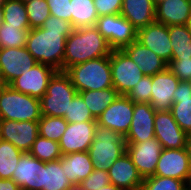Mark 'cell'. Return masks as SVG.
Listing matches in <instances>:
<instances>
[{
	"instance_id": "cell-1",
	"label": "cell",
	"mask_w": 191,
	"mask_h": 190,
	"mask_svg": "<svg viewBox=\"0 0 191 190\" xmlns=\"http://www.w3.org/2000/svg\"><path fill=\"white\" fill-rule=\"evenodd\" d=\"M73 30L69 21L50 15L42 27L29 30L25 47L38 63L63 71L66 38Z\"/></svg>"
},
{
	"instance_id": "cell-2",
	"label": "cell",
	"mask_w": 191,
	"mask_h": 190,
	"mask_svg": "<svg viewBox=\"0 0 191 190\" xmlns=\"http://www.w3.org/2000/svg\"><path fill=\"white\" fill-rule=\"evenodd\" d=\"M111 52L107 40L95 26L76 28L66 38L63 71L91 59L109 56Z\"/></svg>"
},
{
	"instance_id": "cell-3",
	"label": "cell",
	"mask_w": 191,
	"mask_h": 190,
	"mask_svg": "<svg viewBox=\"0 0 191 190\" xmlns=\"http://www.w3.org/2000/svg\"><path fill=\"white\" fill-rule=\"evenodd\" d=\"M65 73L70 77L77 92L113 87L110 55L74 65Z\"/></svg>"
},
{
	"instance_id": "cell-4",
	"label": "cell",
	"mask_w": 191,
	"mask_h": 190,
	"mask_svg": "<svg viewBox=\"0 0 191 190\" xmlns=\"http://www.w3.org/2000/svg\"><path fill=\"white\" fill-rule=\"evenodd\" d=\"M41 116L40 99L21 93L9 85L0 87V120L38 122Z\"/></svg>"
},
{
	"instance_id": "cell-5",
	"label": "cell",
	"mask_w": 191,
	"mask_h": 190,
	"mask_svg": "<svg viewBox=\"0 0 191 190\" xmlns=\"http://www.w3.org/2000/svg\"><path fill=\"white\" fill-rule=\"evenodd\" d=\"M77 90L64 71H57L50 79L46 93L40 98L41 115L64 117Z\"/></svg>"
},
{
	"instance_id": "cell-6",
	"label": "cell",
	"mask_w": 191,
	"mask_h": 190,
	"mask_svg": "<svg viewBox=\"0 0 191 190\" xmlns=\"http://www.w3.org/2000/svg\"><path fill=\"white\" fill-rule=\"evenodd\" d=\"M87 152L95 168L108 170L126 152V141L120 133L97 126Z\"/></svg>"
},
{
	"instance_id": "cell-7",
	"label": "cell",
	"mask_w": 191,
	"mask_h": 190,
	"mask_svg": "<svg viewBox=\"0 0 191 190\" xmlns=\"http://www.w3.org/2000/svg\"><path fill=\"white\" fill-rule=\"evenodd\" d=\"M110 66L112 84L119 95L126 96L144 76L137 64L123 50H112Z\"/></svg>"
},
{
	"instance_id": "cell-8",
	"label": "cell",
	"mask_w": 191,
	"mask_h": 190,
	"mask_svg": "<svg viewBox=\"0 0 191 190\" xmlns=\"http://www.w3.org/2000/svg\"><path fill=\"white\" fill-rule=\"evenodd\" d=\"M37 63L26 47L0 49V80L2 84L9 85L24 71L31 69Z\"/></svg>"
},
{
	"instance_id": "cell-9",
	"label": "cell",
	"mask_w": 191,
	"mask_h": 190,
	"mask_svg": "<svg viewBox=\"0 0 191 190\" xmlns=\"http://www.w3.org/2000/svg\"><path fill=\"white\" fill-rule=\"evenodd\" d=\"M134 102L120 95L97 119V125L126 136L133 119Z\"/></svg>"
},
{
	"instance_id": "cell-10",
	"label": "cell",
	"mask_w": 191,
	"mask_h": 190,
	"mask_svg": "<svg viewBox=\"0 0 191 190\" xmlns=\"http://www.w3.org/2000/svg\"><path fill=\"white\" fill-rule=\"evenodd\" d=\"M154 175L183 180L189 185L191 172L188 148L162 149Z\"/></svg>"
},
{
	"instance_id": "cell-11",
	"label": "cell",
	"mask_w": 191,
	"mask_h": 190,
	"mask_svg": "<svg viewBox=\"0 0 191 190\" xmlns=\"http://www.w3.org/2000/svg\"><path fill=\"white\" fill-rule=\"evenodd\" d=\"M56 72L48 65L37 63L14 79L9 86L21 93L40 99L46 93L49 81Z\"/></svg>"
},
{
	"instance_id": "cell-12",
	"label": "cell",
	"mask_w": 191,
	"mask_h": 190,
	"mask_svg": "<svg viewBox=\"0 0 191 190\" xmlns=\"http://www.w3.org/2000/svg\"><path fill=\"white\" fill-rule=\"evenodd\" d=\"M154 126L155 138L163 149L187 147L190 137L180 128L170 111H156Z\"/></svg>"
},
{
	"instance_id": "cell-13",
	"label": "cell",
	"mask_w": 191,
	"mask_h": 190,
	"mask_svg": "<svg viewBox=\"0 0 191 190\" xmlns=\"http://www.w3.org/2000/svg\"><path fill=\"white\" fill-rule=\"evenodd\" d=\"M162 149L156 138L140 143H126V152L143 179L154 176Z\"/></svg>"
},
{
	"instance_id": "cell-14",
	"label": "cell",
	"mask_w": 191,
	"mask_h": 190,
	"mask_svg": "<svg viewBox=\"0 0 191 190\" xmlns=\"http://www.w3.org/2000/svg\"><path fill=\"white\" fill-rule=\"evenodd\" d=\"M38 135V122L0 120V139L10 142L22 152L30 151Z\"/></svg>"
},
{
	"instance_id": "cell-15",
	"label": "cell",
	"mask_w": 191,
	"mask_h": 190,
	"mask_svg": "<svg viewBox=\"0 0 191 190\" xmlns=\"http://www.w3.org/2000/svg\"><path fill=\"white\" fill-rule=\"evenodd\" d=\"M97 122L68 123L59 143L62 155L88 151L95 136Z\"/></svg>"
},
{
	"instance_id": "cell-16",
	"label": "cell",
	"mask_w": 191,
	"mask_h": 190,
	"mask_svg": "<svg viewBox=\"0 0 191 190\" xmlns=\"http://www.w3.org/2000/svg\"><path fill=\"white\" fill-rule=\"evenodd\" d=\"M137 41L152 50L167 63L172 60V45L168 26L154 22L137 30Z\"/></svg>"
},
{
	"instance_id": "cell-17",
	"label": "cell",
	"mask_w": 191,
	"mask_h": 190,
	"mask_svg": "<svg viewBox=\"0 0 191 190\" xmlns=\"http://www.w3.org/2000/svg\"><path fill=\"white\" fill-rule=\"evenodd\" d=\"M180 80L167 68L152 76L150 105L155 111H169Z\"/></svg>"
},
{
	"instance_id": "cell-18",
	"label": "cell",
	"mask_w": 191,
	"mask_h": 190,
	"mask_svg": "<svg viewBox=\"0 0 191 190\" xmlns=\"http://www.w3.org/2000/svg\"><path fill=\"white\" fill-rule=\"evenodd\" d=\"M22 190H42L43 188V162L24 152L12 175Z\"/></svg>"
},
{
	"instance_id": "cell-19",
	"label": "cell",
	"mask_w": 191,
	"mask_h": 190,
	"mask_svg": "<svg viewBox=\"0 0 191 190\" xmlns=\"http://www.w3.org/2000/svg\"><path fill=\"white\" fill-rule=\"evenodd\" d=\"M155 112L149 103H134L133 119L124 137L126 143H140L155 138Z\"/></svg>"
},
{
	"instance_id": "cell-20",
	"label": "cell",
	"mask_w": 191,
	"mask_h": 190,
	"mask_svg": "<svg viewBox=\"0 0 191 190\" xmlns=\"http://www.w3.org/2000/svg\"><path fill=\"white\" fill-rule=\"evenodd\" d=\"M110 183L124 190H141L143 178L127 152L107 170Z\"/></svg>"
},
{
	"instance_id": "cell-21",
	"label": "cell",
	"mask_w": 191,
	"mask_h": 190,
	"mask_svg": "<svg viewBox=\"0 0 191 190\" xmlns=\"http://www.w3.org/2000/svg\"><path fill=\"white\" fill-rule=\"evenodd\" d=\"M147 76H153L168 68V63L137 40L122 49Z\"/></svg>"
},
{
	"instance_id": "cell-22",
	"label": "cell",
	"mask_w": 191,
	"mask_h": 190,
	"mask_svg": "<svg viewBox=\"0 0 191 190\" xmlns=\"http://www.w3.org/2000/svg\"><path fill=\"white\" fill-rule=\"evenodd\" d=\"M190 18V0H166L156 5L155 20L166 26L189 25Z\"/></svg>"
},
{
	"instance_id": "cell-23",
	"label": "cell",
	"mask_w": 191,
	"mask_h": 190,
	"mask_svg": "<svg viewBox=\"0 0 191 190\" xmlns=\"http://www.w3.org/2000/svg\"><path fill=\"white\" fill-rule=\"evenodd\" d=\"M180 128L191 137V81H180L169 110Z\"/></svg>"
},
{
	"instance_id": "cell-24",
	"label": "cell",
	"mask_w": 191,
	"mask_h": 190,
	"mask_svg": "<svg viewBox=\"0 0 191 190\" xmlns=\"http://www.w3.org/2000/svg\"><path fill=\"white\" fill-rule=\"evenodd\" d=\"M155 8L153 0H123L120 14L139 30L156 21Z\"/></svg>"
},
{
	"instance_id": "cell-25",
	"label": "cell",
	"mask_w": 191,
	"mask_h": 190,
	"mask_svg": "<svg viewBox=\"0 0 191 190\" xmlns=\"http://www.w3.org/2000/svg\"><path fill=\"white\" fill-rule=\"evenodd\" d=\"M61 167L71 183L80 184L94 170V164L87 151L62 155Z\"/></svg>"
},
{
	"instance_id": "cell-26",
	"label": "cell",
	"mask_w": 191,
	"mask_h": 190,
	"mask_svg": "<svg viewBox=\"0 0 191 190\" xmlns=\"http://www.w3.org/2000/svg\"><path fill=\"white\" fill-rule=\"evenodd\" d=\"M78 94L96 120L120 96L114 87L103 90L82 91L78 92Z\"/></svg>"
},
{
	"instance_id": "cell-27",
	"label": "cell",
	"mask_w": 191,
	"mask_h": 190,
	"mask_svg": "<svg viewBox=\"0 0 191 190\" xmlns=\"http://www.w3.org/2000/svg\"><path fill=\"white\" fill-rule=\"evenodd\" d=\"M172 45V59L191 58V30L189 25L168 26Z\"/></svg>"
},
{
	"instance_id": "cell-28",
	"label": "cell",
	"mask_w": 191,
	"mask_h": 190,
	"mask_svg": "<svg viewBox=\"0 0 191 190\" xmlns=\"http://www.w3.org/2000/svg\"><path fill=\"white\" fill-rule=\"evenodd\" d=\"M71 25L74 29L95 26L99 18L93 0H70Z\"/></svg>"
},
{
	"instance_id": "cell-29",
	"label": "cell",
	"mask_w": 191,
	"mask_h": 190,
	"mask_svg": "<svg viewBox=\"0 0 191 190\" xmlns=\"http://www.w3.org/2000/svg\"><path fill=\"white\" fill-rule=\"evenodd\" d=\"M72 185L61 167V159L46 163L43 162L42 190H68Z\"/></svg>"
},
{
	"instance_id": "cell-30",
	"label": "cell",
	"mask_w": 191,
	"mask_h": 190,
	"mask_svg": "<svg viewBox=\"0 0 191 190\" xmlns=\"http://www.w3.org/2000/svg\"><path fill=\"white\" fill-rule=\"evenodd\" d=\"M24 152L10 142L0 139V178L12 179V175Z\"/></svg>"
},
{
	"instance_id": "cell-31",
	"label": "cell",
	"mask_w": 191,
	"mask_h": 190,
	"mask_svg": "<svg viewBox=\"0 0 191 190\" xmlns=\"http://www.w3.org/2000/svg\"><path fill=\"white\" fill-rule=\"evenodd\" d=\"M30 26H13L3 22L0 26V49L25 47Z\"/></svg>"
},
{
	"instance_id": "cell-32",
	"label": "cell",
	"mask_w": 191,
	"mask_h": 190,
	"mask_svg": "<svg viewBox=\"0 0 191 190\" xmlns=\"http://www.w3.org/2000/svg\"><path fill=\"white\" fill-rule=\"evenodd\" d=\"M29 153L46 163L59 160L62 157L59 143L38 135Z\"/></svg>"
},
{
	"instance_id": "cell-33",
	"label": "cell",
	"mask_w": 191,
	"mask_h": 190,
	"mask_svg": "<svg viewBox=\"0 0 191 190\" xmlns=\"http://www.w3.org/2000/svg\"><path fill=\"white\" fill-rule=\"evenodd\" d=\"M68 122L63 117H51L42 115L38 121L39 135L46 139L59 142Z\"/></svg>"
},
{
	"instance_id": "cell-34",
	"label": "cell",
	"mask_w": 191,
	"mask_h": 190,
	"mask_svg": "<svg viewBox=\"0 0 191 190\" xmlns=\"http://www.w3.org/2000/svg\"><path fill=\"white\" fill-rule=\"evenodd\" d=\"M137 40V29L120 13L116 14L115 50H122Z\"/></svg>"
},
{
	"instance_id": "cell-35",
	"label": "cell",
	"mask_w": 191,
	"mask_h": 190,
	"mask_svg": "<svg viewBox=\"0 0 191 190\" xmlns=\"http://www.w3.org/2000/svg\"><path fill=\"white\" fill-rule=\"evenodd\" d=\"M2 9L4 22L13 26H30L25 4L21 0H7Z\"/></svg>"
},
{
	"instance_id": "cell-36",
	"label": "cell",
	"mask_w": 191,
	"mask_h": 190,
	"mask_svg": "<svg viewBox=\"0 0 191 190\" xmlns=\"http://www.w3.org/2000/svg\"><path fill=\"white\" fill-rule=\"evenodd\" d=\"M63 118L68 123L97 122L78 93L70 102L68 113Z\"/></svg>"
},
{
	"instance_id": "cell-37",
	"label": "cell",
	"mask_w": 191,
	"mask_h": 190,
	"mask_svg": "<svg viewBox=\"0 0 191 190\" xmlns=\"http://www.w3.org/2000/svg\"><path fill=\"white\" fill-rule=\"evenodd\" d=\"M188 187L183 180L154 175L143 179L141 190H186Z\"/></svg>"
},
{
	"instance_id": "cell-38",
	"label": "cell",
	"mask_w": 191,
	"mask_h": 190,
	"mask_svg": "<svg viewBox=\"0 0 191 190\" xmlns=\"http://www.w3.org/2000/svg\"><path fill=\"white\" fill-rule=\"evenodd\" d=\"M30 29L40 28L50 16L46 0H33L25 3Z\"/></svg>"
},
{
	"instance_id": "cell-39",
	"label": "cell",
	"mask_w": 191,
	"mask_h": 190,
	"mask_svg": "<svg viewBox=\"0 0 191 190\" xmlns=\"http://www.w3.org/2000/svg\"><path fill=\"white\" fill-rule=\"evenodd\" d=\"M152 76L144 75L126 95L134 103H149L152 92Z\"/></svg>"
},
{
	"instance_id": "cell-40",
	"label": "cell",
	"mask_w": 191,
	"mask_h": 190,
	"mask_svg": "<svg viewBox=\"0 0 191 190\" xmlns=\"http://www.w3.org/2000/svg\"><path fill=\"white\" fill-rule=\"evenodd\" d=\"M95 27L107 40L111 49L115 50L116 14L99 17Z\"/></svg>"
},
{
	"instance_id": "cell-41",
	"label": "cell",
	"mask_w": 191,
	"mask_h": 190,
	"mask_svg": "<svg viewBox=\"0 0 191 190\" xmlns=\"http://www.w3.org/2000/svg\"><path fill=\"white\" fill-rule=\"evenodd\" d=\"M110 184L107 170L94 168L93 172L86 179L80 182L84 190H98Z\"/></svg>"
},
{
	"instance_id": "cell-42",
	"label": "cell",
	"mask_w": 191,
	"mask_h": 190,
	"mask_svg": "<svg viewBox=\"0 0 191 190\" xmlns=\"http://www.w3.org/2000/svg\"><path fill=\"white\" fill-rule=\"evenodd\" d=\"M168 68L180 81H191V58L172 59Z\"/></svg>"
},
{
	"instance_id": "cell-43",
	"label": "cell",
	"mask_w": 191,
	"mask_h": 190,
	"mask_svg": "<svg viewBox=\"0 0 191 190\" xmlns=\"http://www.w3.org/2000/svg\"><path fill=\"white\" fill-rule=\"evenodd\" d=\"M50 15L71 23V4L70 0H46Z\"/></svg>"
},
{
	"instance_id": "cell-44",
	"label": "cell",
	"mask_w": 191,
	"mask_h": 190,
	"mask_svg": "<svg viewBox=\"0 0 191 190\" xmlns=\"http://www.w3.org/2000/svg\"><path fill=\"white\" fill-rule=\"evenodd\" d=\"M93 2L99 17L119 14L123 4V0H93Z\"/></svg>"
},
{
	"instance_id": "cell-45",
	"label": "cell",
	"mask_w": 191,
	"mask_h": 190,
	"mask_svg": "<svg viewBox=\"0 0 191 190\" xmlns=\"http://www.w3.org/2000/svg\"><path fill=\"white\" fill-rule=\"evenodd\" d=\"M0 190H22L12 179L0 178Z\"/></svg>"
},
{
	"instance_id": "cell-46",
	"label": "cell",
	"mask_w": 191,
	"mask_h": 190,
	"mask_svg": "<svg viewBox=\"0 0 191 190\" xmlns=\"http://www.w3.org/2000/svg\"><path fill=\"white\" fill-rule=\"evenodd\" d=\"M98 190H124V189L119 188V187H117V186L110 183L109 185L104 186L102 188H99Z\"/></svg>"
},
{
	"instance_id": "cell-47",
	"label": "cell",
	"mask_w": 191,
	"mask_h": 190,
	"mask_svg": "<svg viewBox=\"0 0 191 190\" xmlns=\"http://www.w3.org/2000/svg\"><path fill=\"white\" fill-rule=\"evenodd\" d=\"M187 148H188L189 157H190V172H191V137L189 138Z\"/></svg>"
},
{
	"instance_id": "cell-48",
	"label": "cell",
	"mask_w": 191,
	"mask_h": 190,
	"mask_svg": "<svg viewBox=\"0 0 191 190\" xmlns=\"http://www.w3.org/2000/svg\"><path fill=\"white\" fill-rule=\"evenodd\" d=\"M68 190H84V189L80 186V184H74L70 188H68Z\"/></svg>"
},
{
	"instance_id": "cell-49",
	"label": "cell",
	"mask_w": 191,
	"mask_h": 190,
	"mask_svg": "<svg viewBox=\"0 0 191 190\" xmlns=\"http://www.w3.org/2000/svg\"><path fill=\"white\" fill-rule=\"evenodd\" d=\"M4 20H3V9L2 7H0V26L3 24Z\"/></svg>"
},
{
	"instance_id": "cell-50",
	"label": "cell",
	"mask_w": 191,
	"mask_h": 190,
	"mask_svg": "<svg viewBox=\"0 0 191 190\" xmlns=\"http://www.w3.org/2000/svg\"><path fill=\"white\" fill-rule=\"evenodd\" d=\"M163 1H166V0H153V2H154V4H155V6H156L157 4H159V3L163 2Z\"/></svg>"
},
{
	"instance_id": "cell-51",
	"label": "cell",
	"mask_w": 191,
	"mask_h": 190,
	"mask_svg": "<svg viewBox=\"0 0 191 190\" xmlns=\"http://www.w3.org/2000/svg\"><path fill=\"white\" fill-rule=\"evenodd\" d=\"M6 2L7 0H0V7H2Z\"/></svg>"
},
{
	"instance_id": "cell-52",
	"label": "cell",
	"mask_w": 191,
	"mask_h": 190,
	"mask_svg": "<svg viewBox=\"0 0 191 190\" xmlns=\"http://www.w3.org/2000/svg\"><path fill=\"white\" fill-rule=\"evenodd\" d=\"M24 4L26 3V2H30V1H33V0H21Z\"/></svg>"
},
{
	"instance_id": "cell-53",
	"label": "cell",
	"mask_w": 191,
	"mask_h": 190,
	"mask_svg": "<svg viewBox=\"0 0 191 190\" xmlns=\"http://www.w3.org/2000/svg\"><path fill=\"white\" fill-rule=\"evenodd\" d=\"M189 27H190V30H191V18H190V22H189Z\"/></svg>"
}]
</instances>
